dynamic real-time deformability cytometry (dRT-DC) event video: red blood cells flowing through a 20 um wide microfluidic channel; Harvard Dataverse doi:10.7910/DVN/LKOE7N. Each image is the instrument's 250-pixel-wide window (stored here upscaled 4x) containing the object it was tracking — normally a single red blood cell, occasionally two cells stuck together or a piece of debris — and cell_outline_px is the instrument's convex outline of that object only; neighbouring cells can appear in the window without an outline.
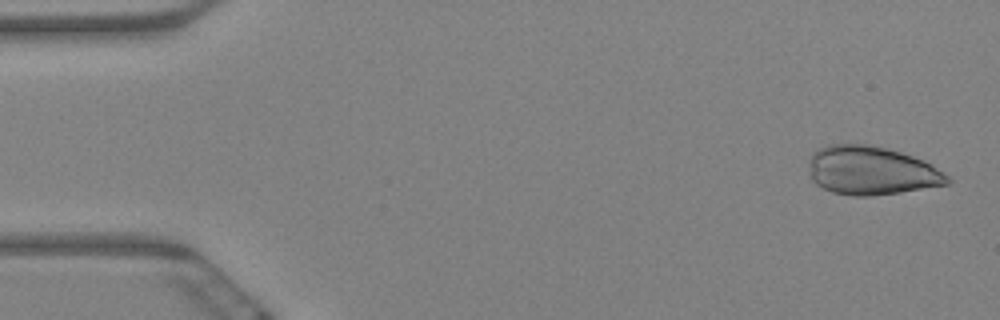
{"species": "Egyptian fruit bat (a non-hibernating species)", "species_latin": "Rousettus aegyptiacus", "temperature_condition": "warm", "stored_images_in_passage": 7, "camera_frame_rate_fps": 3000, "um_per_image_px": 0.085, "animal": {"sex": "female"}, "frame": {"image": 1, "passage_image": 1, "time_ms": 0.0, "image_size_px": [1000, 320], "cell_outline_px": [[952, 180], [948, 184], [900, 192], [868, 196], [852, 196], [832, 192], [816, 184], [812, 180], [808, 164], [808, 160], [812, 152], [828, 144], [868, 144], [900, 152], [924, 160], [944, 172]], "centroid_in_image_um": [74.04, 14.5], "position_along_channel_um": 11.0, "area_um2": 39.3}}